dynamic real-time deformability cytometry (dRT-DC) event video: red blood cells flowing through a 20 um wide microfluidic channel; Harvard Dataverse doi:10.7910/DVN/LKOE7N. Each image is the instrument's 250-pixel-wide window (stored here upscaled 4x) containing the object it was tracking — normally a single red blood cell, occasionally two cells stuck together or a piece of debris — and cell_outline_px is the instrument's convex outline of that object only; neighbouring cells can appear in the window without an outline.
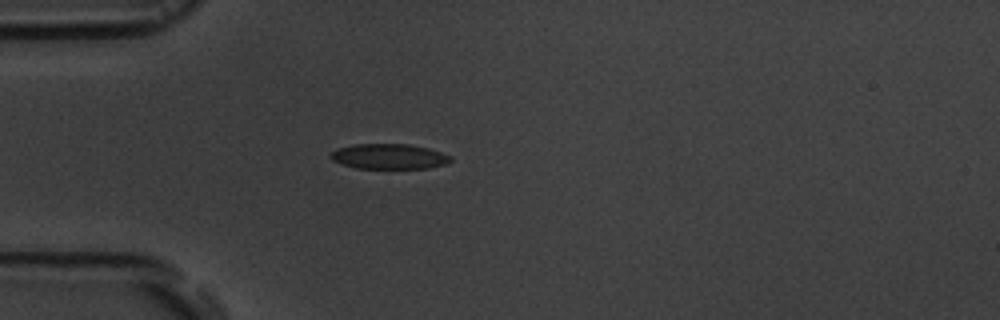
{"species": "common noctule bat (a hibernating species)", "species_latin": "Nyctalus noctula", "temperature_condition": "room temperature", "stored_images_in_passage": 2, "camera_frame_rate_fps": 3000, "um_per_image_px": 0.085, "animal": {"sex": "male", "body_mass_g": 19.5, "forearm_length_mm": 54.6}, "frame": {"image": 1, "passage_image": 1, "time_ms": 0.0, "image_size_px": [1000, 320], "cell_outline_px": [[452, 160], [448, 164], [428, 168], [356, 168], [332, 160], [328, 156], [336, 148], [352, 144], [408, 144], [428, 148], [452, 156]], "centroid_in_image_um": [33.07, 13.29], "position_along_channel_um": 51.9, "area_um2": 17.69}}